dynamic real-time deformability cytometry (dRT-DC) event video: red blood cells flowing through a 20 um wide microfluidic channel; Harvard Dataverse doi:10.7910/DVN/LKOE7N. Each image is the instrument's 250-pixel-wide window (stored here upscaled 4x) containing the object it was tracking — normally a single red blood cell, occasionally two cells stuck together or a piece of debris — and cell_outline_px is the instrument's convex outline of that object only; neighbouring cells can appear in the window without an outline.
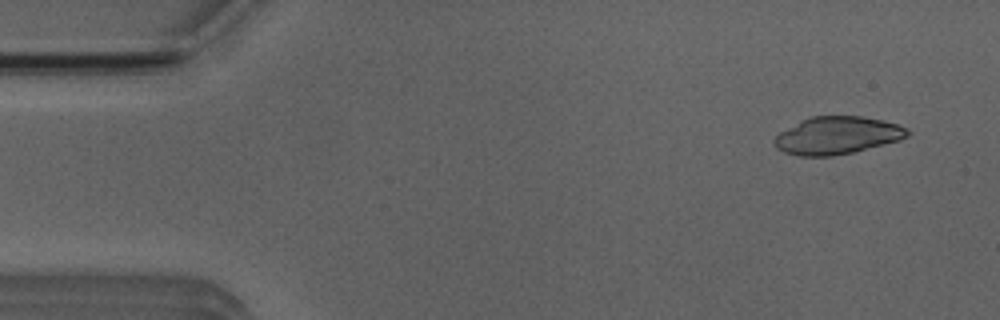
{"species": "Egyptian fruit bat (a non-hibernating species)", "species_latin": "Rousettus aegyptiacus", "temperature_condition": "room temperature", "stored_images_in_passage": 48, "camera_frame_rate_fps": 3000, "um_per_image_px": 0.085, "animal": {"sex": "male"}, "frame": {"image": 1, "passage_image": 1, "time_ms": 0.0, "image_size_px": [1000, 320], "cell_outline_px": [[912, 132], [908, 136], [900, 140], [852, 152], [832, 156], [800, 156], [784, 152], [776, 148], [772, 144], [772, 140], [780, 132], [800, 120], [812, 116], [860, 116], [880, 120], [896, 124], [908, 128]], "centroid_in_image_um": [71.13, 11.51], "position_along_channel_um": 13.9, "area_um2": 29.13}}